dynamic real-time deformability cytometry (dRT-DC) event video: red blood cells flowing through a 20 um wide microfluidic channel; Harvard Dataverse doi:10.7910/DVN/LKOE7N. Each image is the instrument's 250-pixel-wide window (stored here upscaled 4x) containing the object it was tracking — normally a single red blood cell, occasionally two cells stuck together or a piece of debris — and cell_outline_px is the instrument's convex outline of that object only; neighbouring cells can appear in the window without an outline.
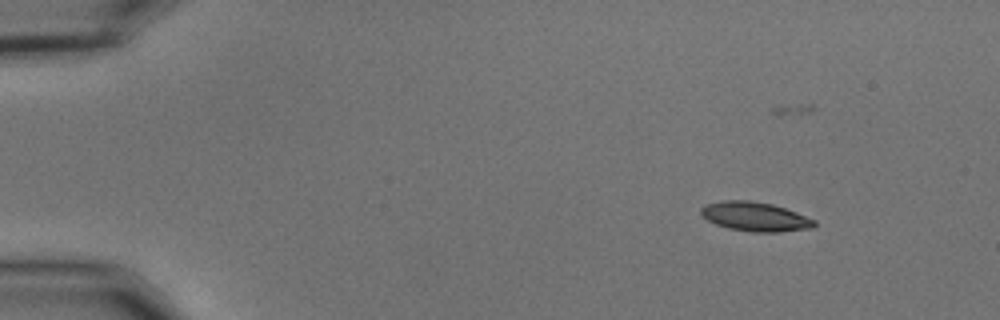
{"species": "common noctule bat (a hibernating species)", "species_latin": "Nyctalus noctula", "temperature_condition": "cold", "stored_images_in_passage": 58, "camera_frame_rate_fps": 3000, "um_per_image_px": 0.085, "animal": {"sex": "male", "body_mass_g": 15.6}, "frame": {"image": 1, "passage_image": 8, "time_ms": 2.333, "image_size_px": [1000, 320], "cell_outline_px": [[816, 224], [812, 228], [780, 232], [752, 232], [728, 228], [716, 224], [708, 220], [700, 212], [700, 208], [704, 204], [724, 200], [748, 200], [772, 204], [796, 212], [816, 220]], "centroid_in_image_um": [64.18, 18.41], "position_along_channel_um": 20.8, "area_um2": 19.31}}
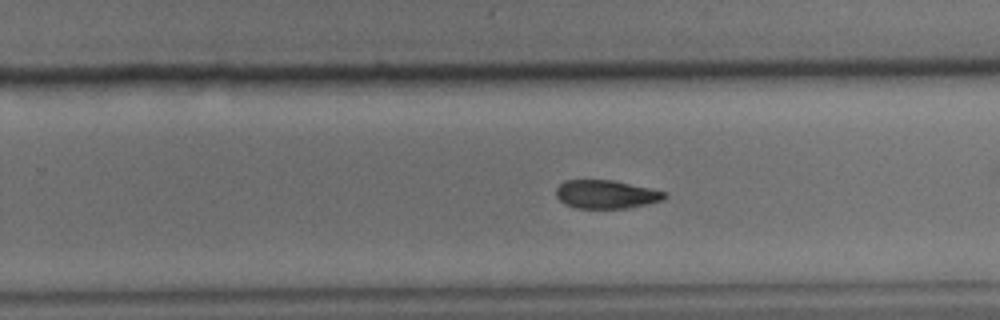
{"frame": {"image": 2, "passage_image": 37, "time_ms": 12.0, "image_size_px": [1000, 320], "cell_outline_px": [[668, 196], [664, 200], [624, 208], [576, 208], [564, 204], [556, 196], [556, 188], [564, 180], [612, 180], [652, 188], [668, 192]], "centroid_in_image_um": [51.53, 16.51], "position_along_channel_um": 278.3, "area_um2": 18.03}}
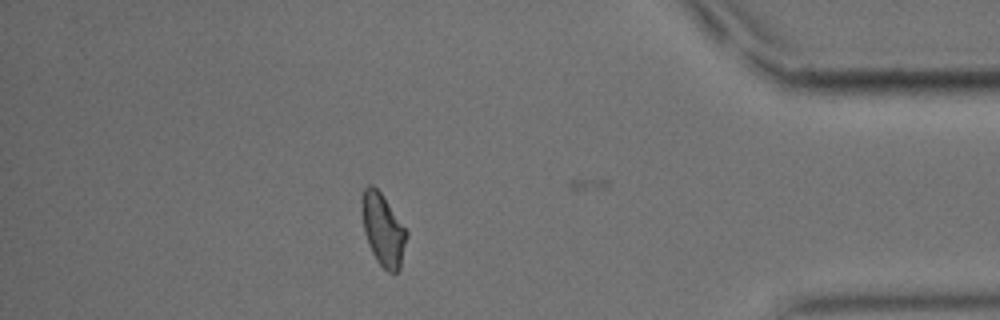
{"frame": {"image": 3, "passage_image": 50, "time_ms": 16.333, "image_size_px": [1000, 320], "cell_outline_px": [[408, 236], [400, 268], [396, 272], [388, 272], [376, 260], [368, 244], [364, 232], [360, 208], [360, 200], [364, 188], [368, 184], [372, 184], [380, 192], [408, 232]], "centroid_in_image_um": [32.53, 19.51], "position_along_channel_um": 402.7, "area_um2": 18.9}, "authors_computed_cell_mechanics": {"area_um2": 18.9006, "velocity_mm_per_s": 3.6622, "shape_relaxation_time_tau1_ms": 6.4343, "shape_relaxation_time_tau2_ms": 4.8072, "deformation_change_tau1": 0.1657, "deformation_change_tau2": 0.1168}}